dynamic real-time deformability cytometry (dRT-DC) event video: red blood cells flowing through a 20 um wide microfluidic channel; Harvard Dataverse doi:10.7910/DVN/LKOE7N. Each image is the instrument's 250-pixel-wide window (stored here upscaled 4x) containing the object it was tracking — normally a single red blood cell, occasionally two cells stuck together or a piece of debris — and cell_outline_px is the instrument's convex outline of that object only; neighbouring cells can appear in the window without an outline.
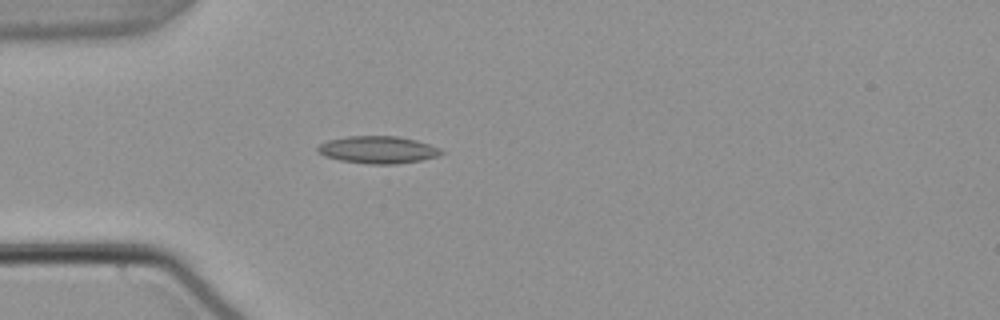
{"species": "common noctule bat (a hibernating species)", "species_latin": "Nyctalus noctula", "temperature_condition": "warm", "stored_images_in_passage": 39, "camera_frame_rate_fps": 3000, "um_per_image_px": 0.085, "animal": {"sex": "male", "body_mass_g": 21.5, "forearm_length_mm": 52.0}, "frame": {"image": 1, "passage_image": 1, "time_ms": 0.0, "image_size_px": [1000, 320], "cell_outline_px": [[444, 152], [436, 156], [420, 160], [396, 164], [368, 164], [340, 160], [324, 156], [316, 152], [316, 148], [320, 144], [328, 140], [348, 136], [396, 136], [416, 140], [440, 148]], "centroid_in_image_um": [32.08, 12.73], "position_along_channel_um": 52.9, "area_um2": 19.59}}
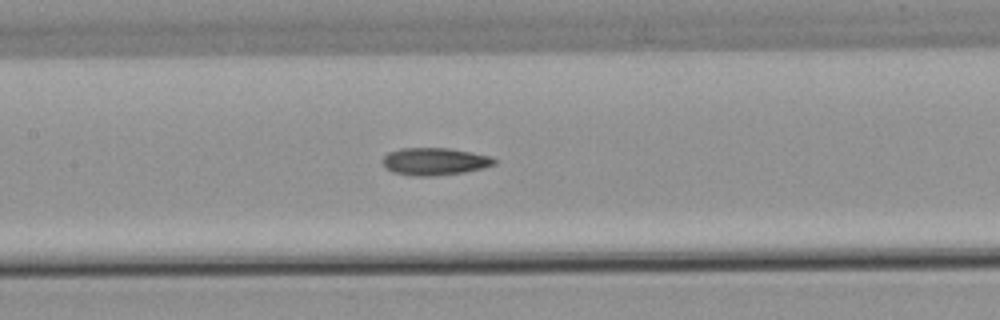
{"frame": {"image": 2, "passage_image": 11, "time_ms": 3.333, "image_size_px": [1000, 320], "cell_outline_px": [[496, 164], [484, 168], [464, 172], [428, 176], [412, 176], [392, 172], [384, 168], [384, 156], [388, 152], [400, 148], [448, 148], [472, 152], [492, 156], [496, 160]], "centroid_in_image_um": [36.95, 13.72], "position_along_channel_um": 170.4, "area_um2": 17.92}}
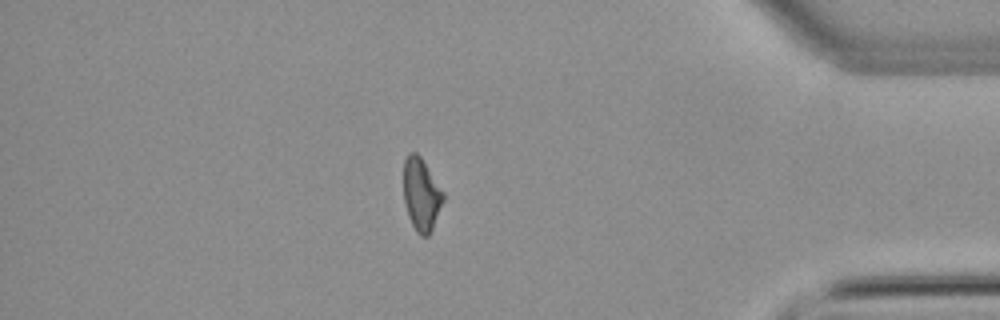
{"frame": {"image": 3, "passage_image": 32, "time_ms": 10.333, "image_size_px": [1000, 320], "cell_outline_px": [[444, 200], [432, 228], [428, 236], [420, 236], [416, 232], [408, 216], [404, 204], [404, 160], [408, 152], [416, 152], [420, 156], [444, 192]], "centroid_in_image_um": [35.8, 16.52], "position_along_channel_um": 399.4, "area_um2": 16.76}, "authors_computed_cell_mechanics": {"area_um2": 17.2244, "velocity_mm_per_s": 3.8011, "shape_relaxation_time_tau1_ms": null, "shape_relaxation_time_tau2_ms": 5.0976, "deformation_change_tau1": null, "deformation_change_tau2": 0.1295}}